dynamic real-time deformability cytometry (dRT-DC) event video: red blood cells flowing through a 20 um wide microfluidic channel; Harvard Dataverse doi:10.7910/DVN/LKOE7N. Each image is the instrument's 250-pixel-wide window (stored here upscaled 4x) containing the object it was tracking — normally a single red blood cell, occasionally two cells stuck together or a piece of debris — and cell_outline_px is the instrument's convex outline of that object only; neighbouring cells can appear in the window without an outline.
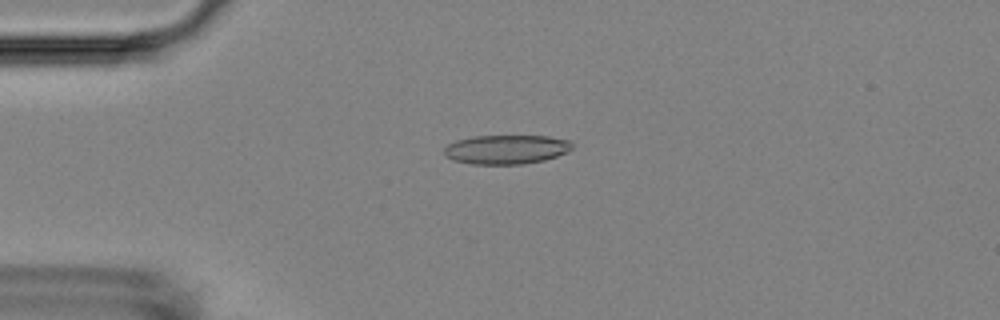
{"species": "Egyptian fruit bat (a non-hibernating species)", "species_latin": "Rousettus aegyptiacus", "temperature_condition": "room temperature", "stored_images_in_passage": 38, "camera_frame_rate_fps": 3000, "um_per_image_px": 0.085, "animal": {"sex": "female"}, "frame": {"image": 1, "passage_image": 14, "time_ms": 4.333, "image_size_px": [1000, 320], "cell_outline_px": [[572, 148], [556, 156], [544, 160], [520, 164], [472, 164], [452, 160], [444, 156], [444, 148], [448, 144], [456, 140], [472, 136], [548, 136], [568, 140], [572, 144]], "centroid_in_image_um": [42.97, 12.7], "position_along_channel_um": 42.0, "area_um2": 21.68}}
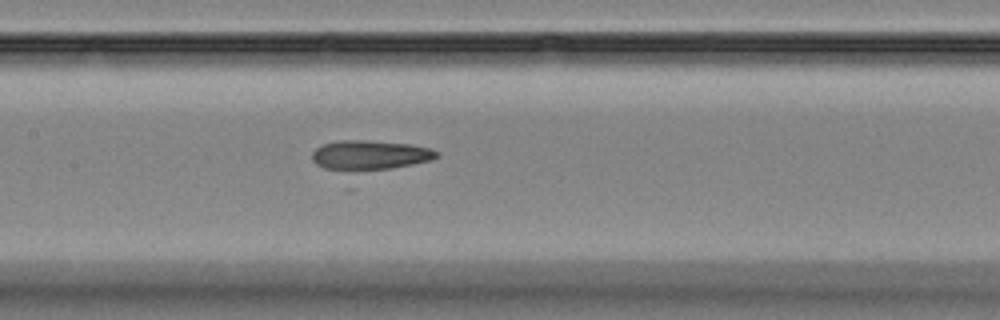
{"frame": {"image": 2, "passage_image": 27, "time_ms": 8.667, "image_size_px": [1000, 320], "cell_outline_px": [[440, 156], [432, 160], [392, 168], [352, 172], [348, 172], [324, 168], [316, 164], [312, 160], [312, 152], [316, 148], [324, 144], [340, 140], [368, 140], [412, 144], [432, 148], [440, 152]], "centroid_in_image_um": [31.46, 13.19], "position_along_channel_um": 175.9, "area_um2": 21.96}}
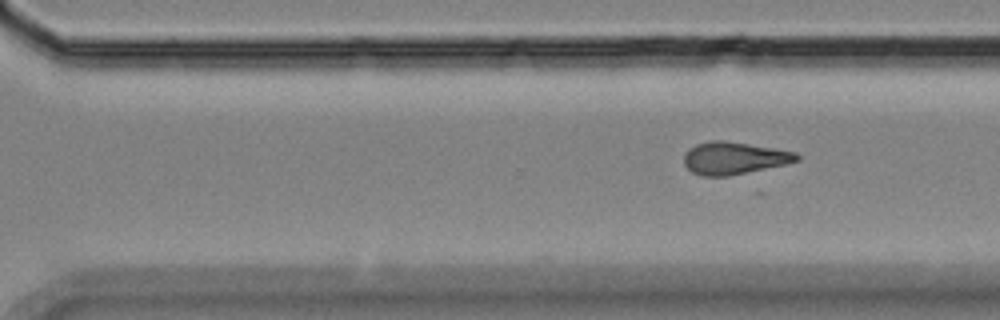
{"frame": {"image": 3, "passage_image": 38, "time_ms": 12.333, "image_size_px": [1000, 320], "cell_outline_px": [[800, 160], [784, 164], [728, 176], [704, 176], [692, 172], [684, 164], [684, 152], [688, 148], [696, 144], [712, 140], [724, 140], [796, 152], [800, 156]], "centroid_in_image_um": [62.35, 13.43], "position_along_channel_um": 308.2, "area_um2": 21.1}}